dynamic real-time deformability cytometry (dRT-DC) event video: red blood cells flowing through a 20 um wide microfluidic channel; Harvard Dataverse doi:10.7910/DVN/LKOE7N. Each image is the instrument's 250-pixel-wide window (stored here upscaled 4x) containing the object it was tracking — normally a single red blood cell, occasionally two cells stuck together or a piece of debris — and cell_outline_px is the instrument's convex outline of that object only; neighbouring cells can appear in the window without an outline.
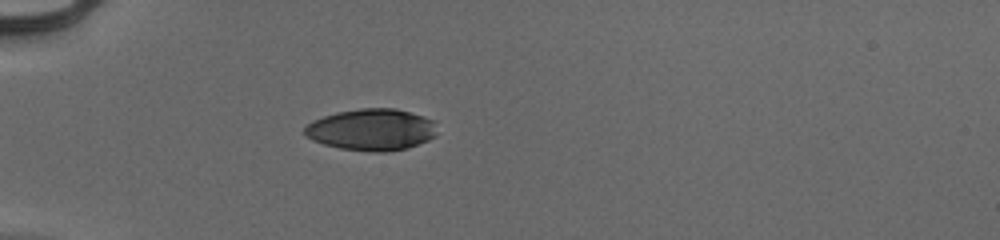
{"species": "human", "species_latin": "Homo sapiens", "temperature_condition": "cold", "stored_images_in_passage": 37, "camera_frame_rate_fps": 3000, "um_per_image_px": 0.085, "donor": {"sex": "male"}, "frame": {"image": 1, "passage_image": 1, "time_ms": 0.0, "image_size_px": [1000, 240], "cell_outline_px": [[436, 136], [428, 140], [408, 148], [388, 152], [368, 152], [340, 148], [324, 144], [312, 140], [304, 136], [304, 128], [312, 120], [336, 112], [360, 108], [396, 108], [424, 116], [436, 120]], "centroid_in_image_um": [31.6, 11.02], "position_along_channel_um": 53.4, "area_um2": 32.6}}
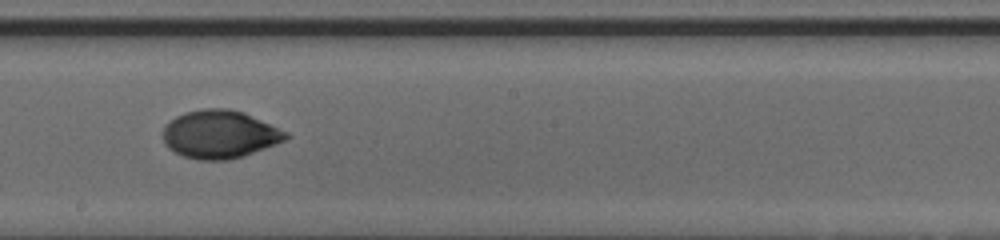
{"frame": {"image": 2, "passage_image": 16, "time_ms": 5.0, "image_size_px": [1000, 240], "cell_outline_px": [[292, 136], [284, 140], [264, 148], [228, 160], [200, 160], [184, 156], [168, 148], [164, 144], [164, 128], [168, 120], [184, 112], [204, 108], [228, 108], [244, 112], [288, 132]], "centroid_in_image_um": [18.66, 11.4], "position_along_channel_um": 229.5, "area_um2": 34.28}}
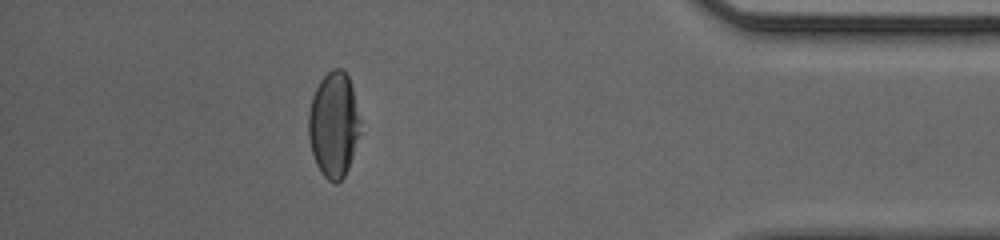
{"frame": {"image": 3, "passage_image": 32, "time_ms": 10.333, "image_size_px": [1000, 240], "cell_outline_px": [[360, 132], [348, 168], [344, 176], [336, 184], [332, 184], [320, 172], [316, 164], [312, 152], [308, 136], [308, 112], [312, 96], [320, 80], [332, 68], [344, 68], [348, 76], [352, 88], [360, 120]], "centroid_in_image_um": [28.35, 10.59], "position_along_channel_um": 406.9, "area_um2": 31.85}, "authors_computed_cell_mechanics": {"area_um2": 33.3506, "velocity_mm_per_s": 3.9781, "shape_relaxation_time_tau1_ms": 4.6898, "shape_relaxation_time_tau2_ms": 1.5482, "deformation_change_tau1": 0.1789, "deformation_change_tau2": 0.0224}}